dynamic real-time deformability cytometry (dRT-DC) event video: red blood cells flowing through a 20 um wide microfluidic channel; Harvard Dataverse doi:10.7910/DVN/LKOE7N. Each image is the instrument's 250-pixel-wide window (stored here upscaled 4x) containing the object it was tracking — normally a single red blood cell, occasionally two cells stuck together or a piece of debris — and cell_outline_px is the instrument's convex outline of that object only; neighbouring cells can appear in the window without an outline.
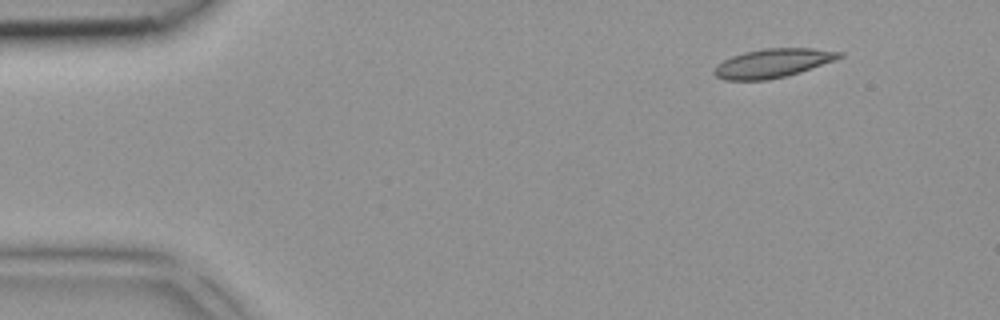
{"species": "common noctule bat (a hibernating species)", "species_latin": "Nyctalus noctula", "temperature_condition": "room temperature", "stored_images_in_passage": 2, "camera_frame_rate_fps": 3000, "um_per_image_px": 0.085, "animal": {"sex": "female", "body_mass_g": 18.4}, "frame": {"image": 1, "passage_image": 1, "time_ms": 0.0, "image_size_px": [1000, 320], "cell_outline_px": [[844, 56], [836, 60], [788, 76], [768, 80], [724, 80], [716, 76], [712, 72], [724, 60], [732, 56], [744, 52], [764, 48], [812, 48], [844, 52]], "centroid_in_image_um": [65.73, 5.37], "position_along_channel_um": 19.3, "area_um2": 21.1}}